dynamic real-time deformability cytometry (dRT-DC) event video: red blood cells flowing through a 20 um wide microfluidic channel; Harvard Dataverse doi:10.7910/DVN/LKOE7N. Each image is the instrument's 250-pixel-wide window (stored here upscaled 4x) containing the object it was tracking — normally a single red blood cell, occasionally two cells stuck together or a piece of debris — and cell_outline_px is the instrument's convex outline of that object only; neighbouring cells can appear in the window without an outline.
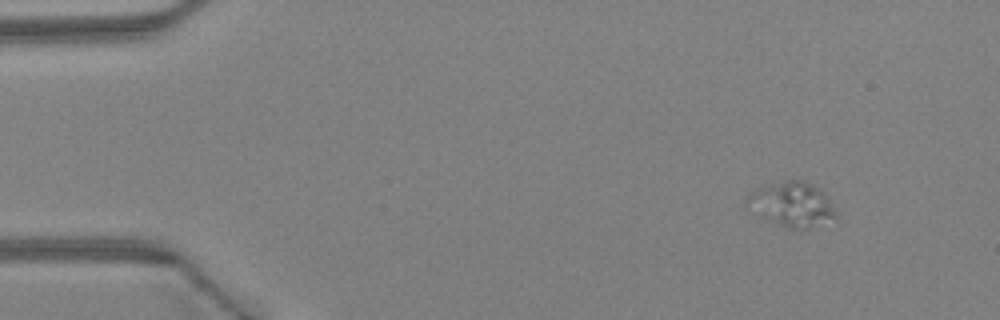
{"species": "Egyptian fruit bat (a non-hibernating species)", "species_latin": "Rousettus aegyptiacus", "temperature_condition": "warm", "stored_images_in_passage": 42, "camera_frame_rate_fps": 3000, "um_per_image_px": 0.085, "animal": {"sex": "female"}, "frame": {"image": 1, "passage_image": 1, "time_ms": 0.0, "image_size_px": [1000, 320], "cell_outline_px": [[836, 216], [808, 228], [788, 228], [760, 216], [744, 204], [748, 196], [756, 188], [788, 180], [804, 180], [812, 184], [828, 200], [836, 212]], "centroid_in_image_um": [67.25, 17.35], "position_along_channel_um": 17.8, "area_um2": 22.2}}
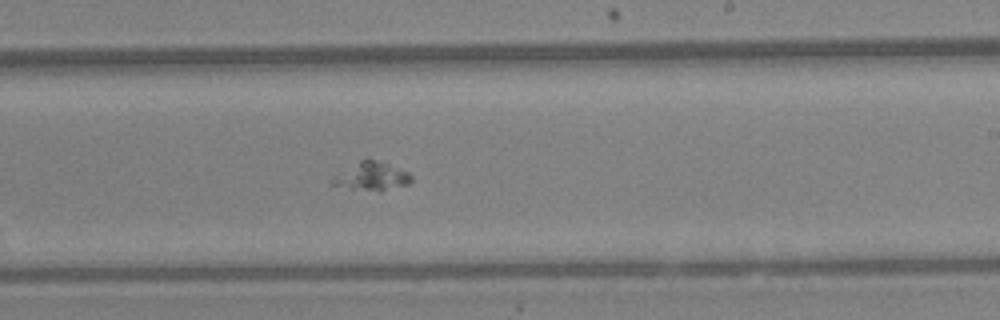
{"frame": {"image": 2, "passage_image": 24, "time_ms": 7.667, "image_size_px": [1000, 320], "cell_outline_px": [[412, 180], [408, 184], [380, 192], [352, 188], [328, 184], [332, 176], [360, 160], [368, 156], [408, 172], [412, 176]], "centroid_in_image_um": [31.57, 14.97], "position_along_channel_um": 257.4, "area_um2": 13.24}}
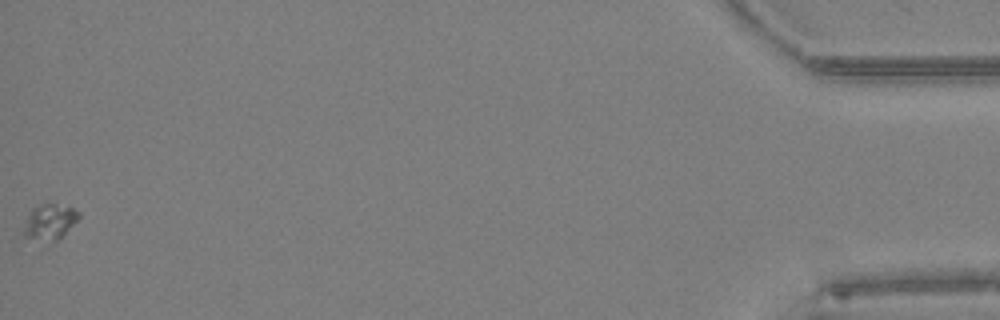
{"frame": {"image": 3, "passage_image": 42, "time_ms": 13.667, "image_size_px": [1000, 320], "cell_outline_px": [[80, 216], [56, 240], [52, 240], [28, 236], [24, 232], [24, 228], [28, 216], [32, 208], [36, 204], [68, 204], [80, 212]], "centroid_in_image_um": [4.26, 18.75], "position_along_channel_um": 430.9, "area_um2": 10.81}}